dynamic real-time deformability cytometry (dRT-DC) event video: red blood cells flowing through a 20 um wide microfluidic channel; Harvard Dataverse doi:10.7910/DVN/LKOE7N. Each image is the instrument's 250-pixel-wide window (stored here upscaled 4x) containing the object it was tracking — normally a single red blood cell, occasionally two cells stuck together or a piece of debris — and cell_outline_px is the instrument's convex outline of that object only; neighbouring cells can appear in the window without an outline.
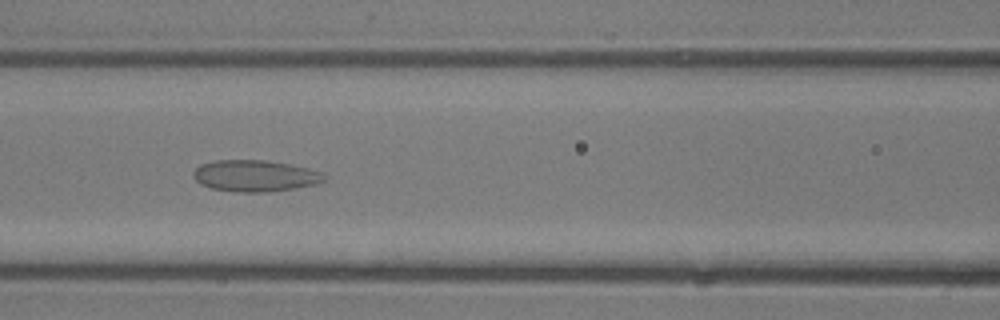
{"species": "common noctule bat (a hibernating species)", "species_latin": "Nyctalus noctula", "temperature_condition": "room temperature", "stored_images_in_passage": 45, "camera_frame_rate_fps": 3000, "um_per_image_px": 0.085, "animal": {"sex": "male", "body_mass_g": 13.3}, "frame": {"image": 1, "passage_image": 19, "time_ms": 6.0, "image_size_px": [1000, 320], "cell_outline_px": [[324, 180], [316, 184], [268, 192], [232, 192], [212, 188], [200, 184], [192, 176], [192, 172], [200, 164], [216, 160], [264, 160], [288, 164], [308, 168], [320, 172], [324, 176]], "centroid_in_image_um": [21.61, 14.94], "position_along_channel_um": 145.0, "area_um2": 23.87}}
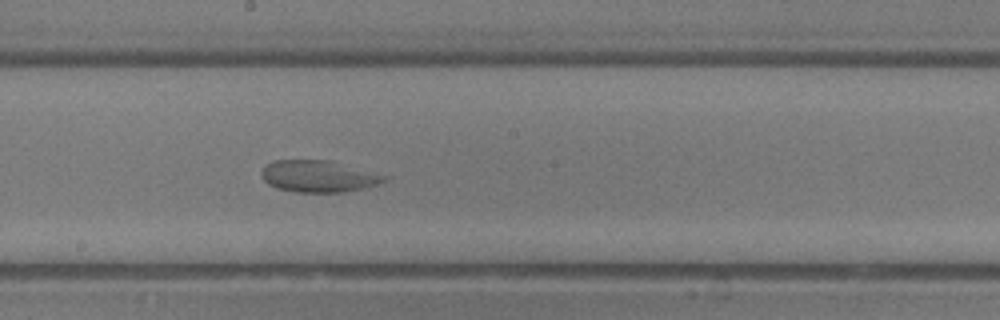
{"frame": {"image": 2, "passage_image": 24, "time_ms": 7.667, "image_size_px": [1000, 320], "cell_outline_px": [[392, 176], [388, 180], [376, 184], [344, 192], [296, 192], [276, 188], [268, 184], [260, 176], [260, 172], [268, 164], [276, 160], [328, 160]], "centroid_in_image_um": [27.09, 14.98], "position_along_channel_um": 221.1, "area_um2": 22.72}}
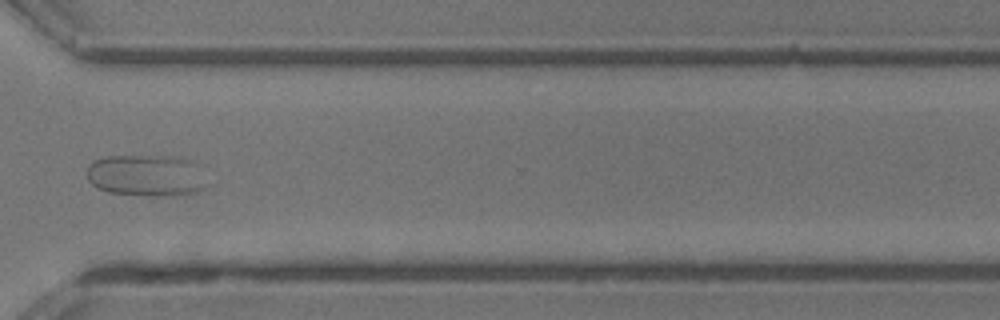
{"frame": {"image": 3, "passage_image": 33, "time_ms": 10.667, "image_size_px": [1000, 320], "cell_outline_px": [[212, 184], [196, 192], [172, 196], [148, 196], [108, 192], [96, 188], [88, 180], [88, 164], [92, 160], [108, 156], [180, 156], [192, 164]], "centroid_in_image_um": [12.42, 14.93], "position_along_channel_um": 358.2, "area_um2": 29.42}}